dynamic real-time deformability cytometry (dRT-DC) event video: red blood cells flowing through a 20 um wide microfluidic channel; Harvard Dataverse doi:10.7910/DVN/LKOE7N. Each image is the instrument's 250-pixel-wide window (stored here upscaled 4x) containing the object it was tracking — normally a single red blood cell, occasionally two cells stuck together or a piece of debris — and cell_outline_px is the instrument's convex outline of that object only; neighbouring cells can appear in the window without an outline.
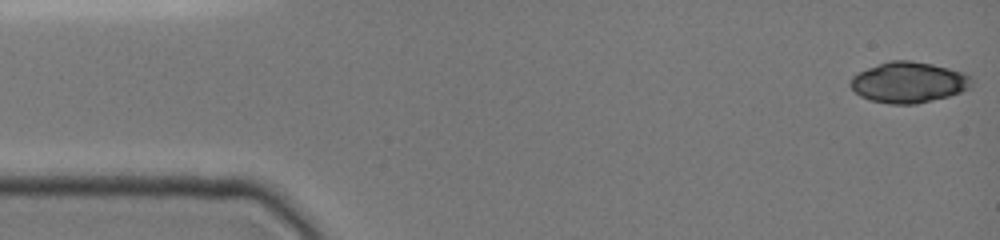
{"species": "common noctule bat (a hibernating species)", "species_latin": "Nyctalus noctula", "temperature_condition": "cold", "stored_images_in_passage": 54, "camera_frame_rate_fps": 3000, "um_per_image_px": 0.085, "animal": {"sex": "female", "body_mass_g": 19.0, "forearm_length_mm": 51.5}, "frame": {"image": 1, "passage_image": 1, "time_ms": 0.0, "image_size_px": [1000, 240], "cell_outline_px": [[972, 88], [948, 96], [916, 104], [892, 104], [868, 100], [860, 96], [848, 84], [852, 76], [856, 72], [888, 60], [912, 60], [932, 64], [964, 72], [972, 76]], "centroid_in_image_um": [77.22, 6.99], "position_along_channel_um": 7.8, "area_um2": 29.19}}
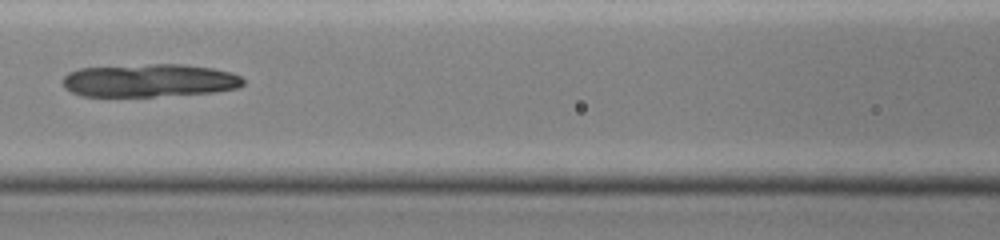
{"frame": {"image": 2, "passage_image": 24, "time_ms": 6.667, "image_size_px": [1000, 240], "cell_outline_px": [[244, 84], [240, 88], [216, 92], [152, 96], [84, 96], [72, 92], [64, 88], [60, 80], [68, 72], [80, 68], [152, 64], [184, 64], [212, 68], [232, 72], [240, 76], [244, 80]], "centroid_in_image_um": [12.71, 6.84], "position_along_channel_um": 153.9, "area_um2": 34.91}}
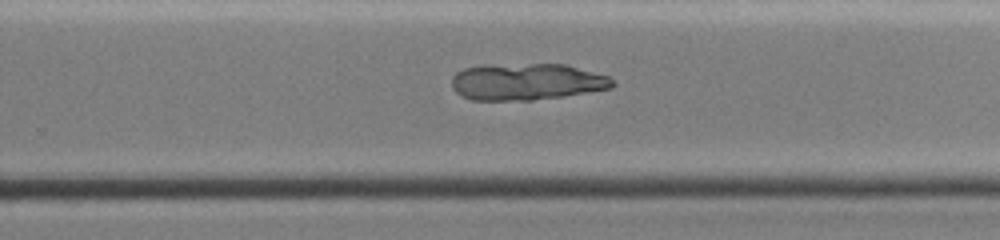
{"frame": {"image": 3, "passage_image": 35, "time_ms": 10.0, "image_size_px": [1000, 240], "cell_outline_px": [[616, 84], [612, 88], [564, 96], [532, 100], [472, 100], [460, 96], [452, 88], [452, 76], [456, 72], [464, 68], [484, 64], [564, 64], [608, 76]], "centroid_in_image_um": [44.72, 6.95], "position_along_channel_um": 285.1, "area_um2": 34.62}}